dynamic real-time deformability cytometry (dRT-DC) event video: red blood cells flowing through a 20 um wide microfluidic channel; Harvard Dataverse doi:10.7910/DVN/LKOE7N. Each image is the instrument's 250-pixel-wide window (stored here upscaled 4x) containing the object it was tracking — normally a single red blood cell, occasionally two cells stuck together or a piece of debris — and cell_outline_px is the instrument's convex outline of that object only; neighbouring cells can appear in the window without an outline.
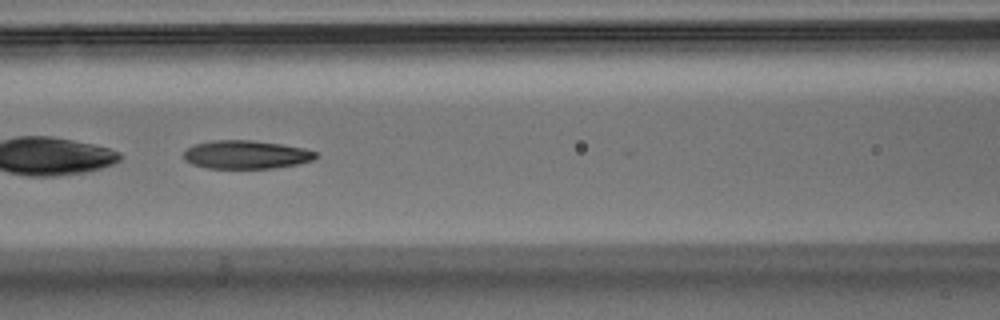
{"species": "Egyptian fruit bat (a non-hibernating species)", "species_latin": "Rousettus aegyptiacus", "temperature_condition": "warm", "stored_images_in_passage": 19, "camera_frame_rate_fps": 3000, "um_per_image_px": 0.085, "animal": {"sex": "male"}, "frame": {"image": 1, "passage_image": 11, "time_ms": 3.333, "image_size_px": [1000, 320], "cell_outline_px": [[320, 156], [312, 160], [296, 164], [276, 168], [208, 168], [192, 164], [184, 160], [184, 152], [188, 148], [196, 144], [212, 140], [252, 140], [280, 144], [304, 148], [320, 152]], "centroid_in_image_um": [20.96, 13.14], "position_along_channel_um": 145.6, "area_um2": 21.91}}